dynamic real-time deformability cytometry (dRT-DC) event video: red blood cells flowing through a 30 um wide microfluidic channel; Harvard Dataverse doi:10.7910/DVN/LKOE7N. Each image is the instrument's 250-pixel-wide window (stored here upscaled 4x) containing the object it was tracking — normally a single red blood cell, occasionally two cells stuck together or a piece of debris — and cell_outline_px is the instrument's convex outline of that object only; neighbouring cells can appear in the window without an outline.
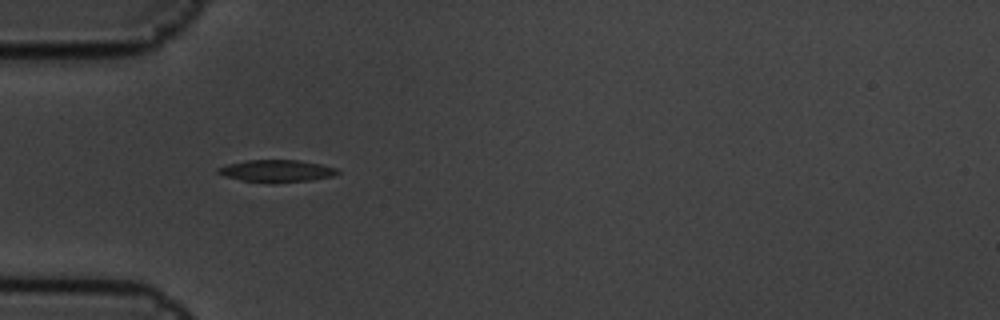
{"species": "common noctule bat (a hibernating species)", "species_latin": "Nyctalus noctula", "temperature_condition": "cold", "stored_images_in_passage": 3, "camera_frame_rate_fps": 3000, "um_per_image_px": 0.085, "animal": {"sex": "male", "body_mass_g": 19.5, "forearm_length_mm": 54.6}, "frame": {"image": 1, "passage_image": 1, "time_ms": 0.0, "image_size_px": [1000, 320], "cell_outline_px": [[340, 172], [332, 176], [312, 180], [276, 184], [268, 184], [240, 180], [224, 176], [216, 172], [216, 168], [228, 164], [248, 160], [296, 160], [320, 164], [336, 168]], "centroid_in_image_um": [23.47, 14.55], "position_along_channel_um": 61.5, "area_um2": 15.72}}
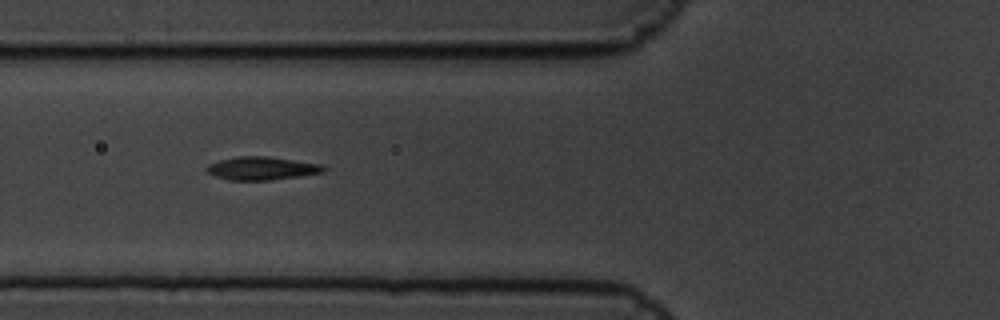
{"frame": {"image": 2, "passage_image": 2, "time_ms": 0.333, "image_size_px": [1000, 320], "cell_outline_px": [[328, 168], [324, 172], [300, 176], [272, 180], [228, 180], [216, 176], [208, 172], [204, 168], [208, 164], [220, 160], [240, 156], [268, 156], [324, 164]], "centroid_in_image_um": [22.3, 14.3], "position_along_channel_um": 103.5, "area_um2": 15.95}}
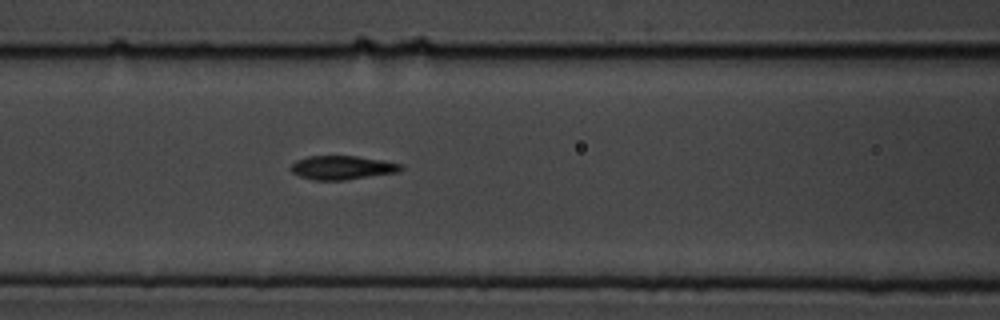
{"frame": {"image": 3, "passage_image": 3, "time_ms": 0.667, "image_size_px": [1000, 320], "cell_outline_px": [[404, 168], [400, 172], [344, 180], [312, 180], [300, 176], [292, 172], [288, 168], [296, 160], [308, 156], [356, 156], [384, 160], [404, 164]], "centroid_in_image_um": [29.12, 14.24], "position_along_channel_um": 137.5, "area_um2": 15.49}}